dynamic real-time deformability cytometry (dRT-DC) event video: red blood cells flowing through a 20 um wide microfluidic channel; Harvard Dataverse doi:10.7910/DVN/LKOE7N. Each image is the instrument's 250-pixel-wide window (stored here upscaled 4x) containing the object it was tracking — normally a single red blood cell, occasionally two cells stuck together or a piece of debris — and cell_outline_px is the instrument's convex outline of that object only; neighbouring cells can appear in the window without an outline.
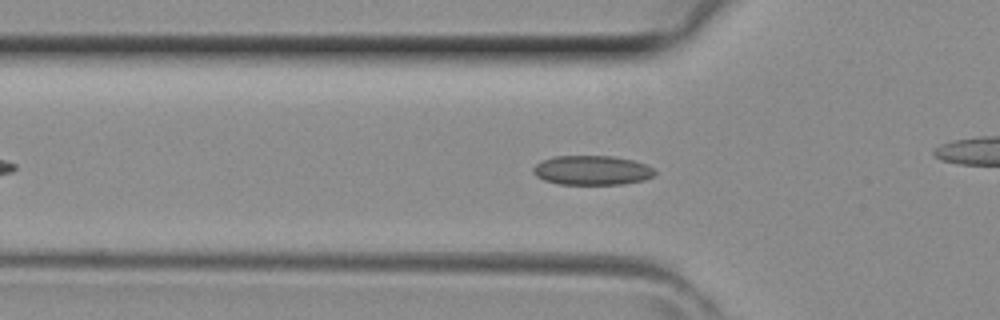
{"species": "common noctule bat (a hibernating species)", "species_latin": "Nyctalus noctula", "temperature_condition": "room temperature", "stored_images_in_passage": 26, "camera_frame_rate_fps": 3000, "um_per_image_px": 0.085, "animal": {"sex": "female", "body_mass_g": 29.2, "forearm_length_mm": 56.3}, "frame": {"image": 1, "passage_image": 4, "time_ms": 1.0, "image_size_px": [1000, 320], "cell_outline_px": [[656, 172], [652, 176], [644, 180], [620, 184], [560, 184], [544, 180], [536, 176], [532, 172], [532, 168], [540, 160], [552, 156], [612, 156], [632, 160], [644, 164], [652, 168]], "centroid_in_image_um": [50.26, 14.47], "position_along_channel_um": 75.5, "area_um2": 20.81}}
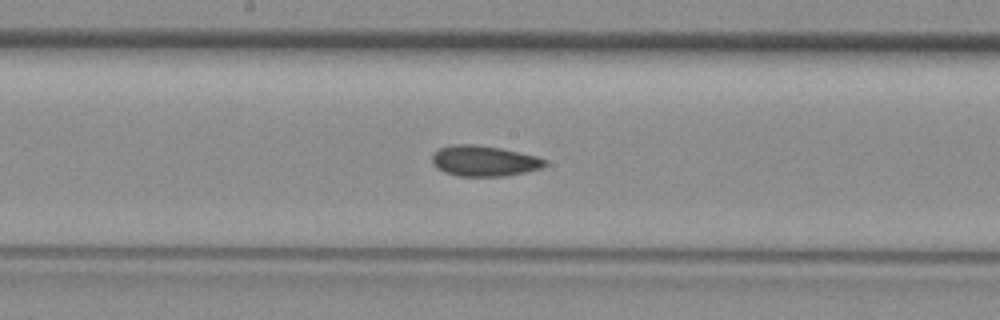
{"frame": {"image": 2, "passage_image": 12, "time_ms": 3.667, "image_size_px": [1000, 320], "cell_outline_px": [[548, 164], [540, 168], [508, 176], [460, 176], [444, 172], [436, 168], [432, 164], [432, 156], [440, 148], [452, 144], [472, 144], [500, 148], [536, 156], [544, 160]], "centroid_in_image_um": [41.11, 13.68], "position_along_channel_um": 207.1, "area_um2": 20.0}}
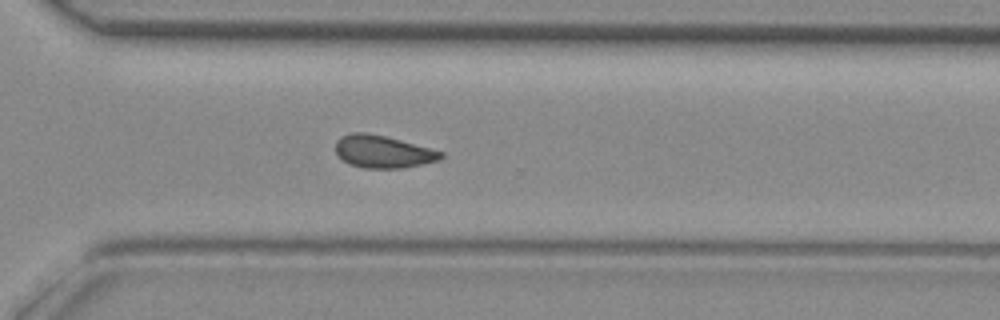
{"frame": {"image": 3, "passage_image": 20, "time_ms": 6.333, "image_size_px": [1000, 320], "cell_outline_px": [[444, 156], [440, 160], [424, 164], [404, 168], [364, 168], [348, 164], [336, 152], [336, 140], [340, 136], [352, 132], [364, 132], [384, 136], [400, 140], [444, 152]], "centroid_in_image_um": [32.56, 12.9], "position_along_channel_um": 338.0, "area_um2": 19.94}}